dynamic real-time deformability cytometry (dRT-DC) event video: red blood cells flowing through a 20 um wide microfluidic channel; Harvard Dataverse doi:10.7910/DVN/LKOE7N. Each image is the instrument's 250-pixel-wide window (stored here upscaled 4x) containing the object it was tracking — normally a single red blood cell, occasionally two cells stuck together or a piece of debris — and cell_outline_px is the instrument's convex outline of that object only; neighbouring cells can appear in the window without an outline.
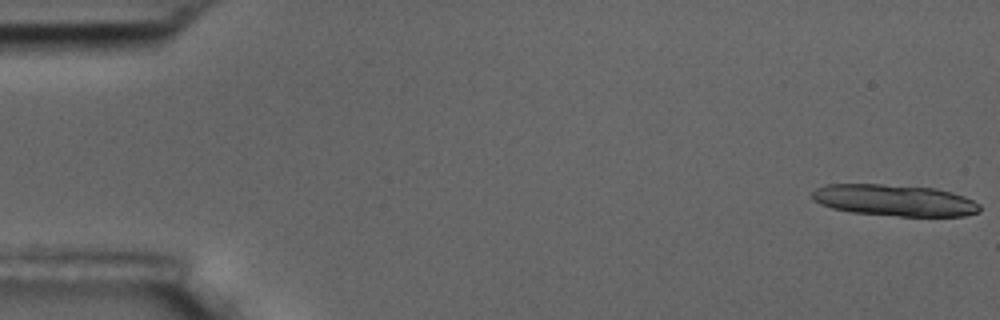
{"species": "common noctule bat (a hibernating species)", "species_latin": "Nyctalus noctula", "temperature_condition": "room temperature", "stored_images_in_passage": 2, "camera_frame_rate_fps": 3000, "um_per_image_px": 0.085, "animal": {"sex": "male", "body_mass_g": 17.5, "forearm_length_mm": 52.3}, "frame": {"image": 1, "passage_image": 1, "time_ms": 0.0, "image_size_px": [1000, 320], "cell_outline_px": [[980, 212], [964, 216], [900, 216], [852, 212], [832, 208], [820, 204], [812, 200], [812, 192], [816, 188], [828, 184], [880, 184], [936, 188], [952, 192], [964, 196], [980, 204]], "centroid_in_image_um": [76.04, 17.02], "position_along_channel_um": 9.0, "area_um2": 30.81}}